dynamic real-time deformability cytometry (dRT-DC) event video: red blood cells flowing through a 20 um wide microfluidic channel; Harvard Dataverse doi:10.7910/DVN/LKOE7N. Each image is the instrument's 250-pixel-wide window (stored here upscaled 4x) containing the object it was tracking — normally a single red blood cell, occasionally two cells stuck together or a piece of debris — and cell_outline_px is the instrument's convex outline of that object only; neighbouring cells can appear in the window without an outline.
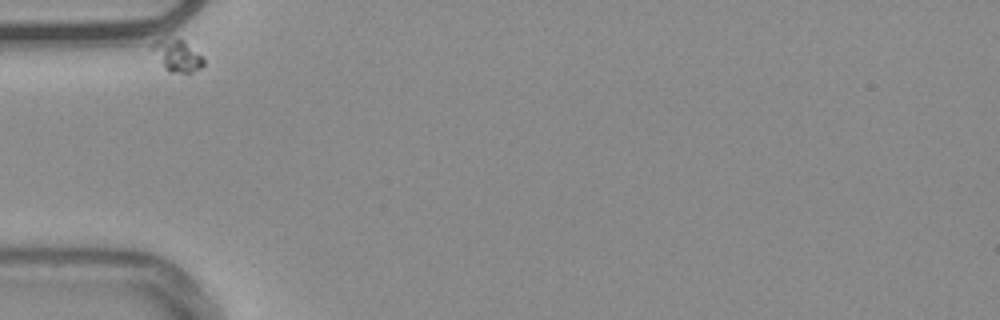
{"species": "common noctule bat (a hibernating species)", "species_latin": "Nyctalus noctula", "temperature_condition": "warm", "stored_images_in_passage": 35, "camera_frame_rate_fps": 3000, "um_per_image_px": 0.085, "animal": {"sex": "male", "body_mass_g": 20.4}, "frame": {"image": 1, "passage_image": 1, "time_ms": 0.0, "image_size_px": [1000, 320], "cell_outline_px": [[204, 64], [200, 68], [192, 72], [168, 72], [164, 68], [148, 48], [156, 40], [164, 36], [168, 36], [184, 40], [204, 56]], "centroid_in_image_um": [15.02, 4.67], "position_along_channel_um": 70.0, "area_um2": 10.06}}
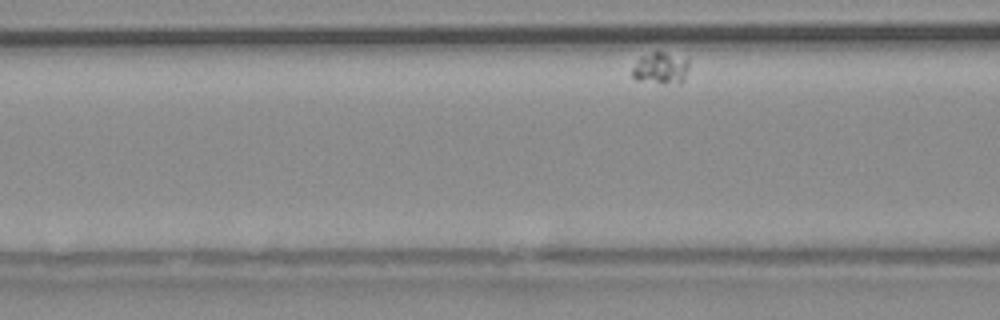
{"frame": {"image": 2, "passage_image": 6, "time_ms": 1.667, "image_size_px": [1000, 320], "cell_outline_px": [[688, 68], [684, 80], [680, 84], [664, 84], [636, 80], [632, 76], [632, 68], [640, 56], [652, 52], [664, 52], [688, 60]], "centroid_in_image_um": [56.14, 5.83], "position_along_channel_um": 110.5, "area_um2": 10.58}}
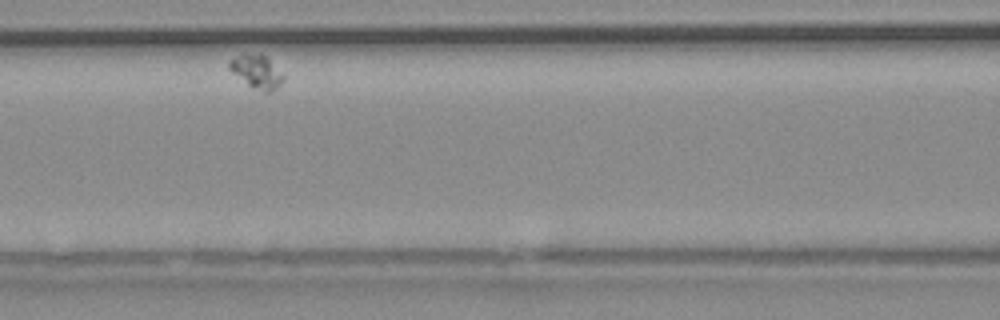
{"frame": {"image": 3, "passage_image": 10, "time_ms": 3.0, "image_size_px": [1000, 320], "cell_outline_px": [[284, 80], [272, 92], [264, 92], [252, 88], [232, 72], [228, 68], [228, 60], [244, 52], [260, 52], [284, 76]], "centroid_in_image_um": [21.77, 6.06], "position_along_channel_um": 144.8, "area_um2": 10.58}}